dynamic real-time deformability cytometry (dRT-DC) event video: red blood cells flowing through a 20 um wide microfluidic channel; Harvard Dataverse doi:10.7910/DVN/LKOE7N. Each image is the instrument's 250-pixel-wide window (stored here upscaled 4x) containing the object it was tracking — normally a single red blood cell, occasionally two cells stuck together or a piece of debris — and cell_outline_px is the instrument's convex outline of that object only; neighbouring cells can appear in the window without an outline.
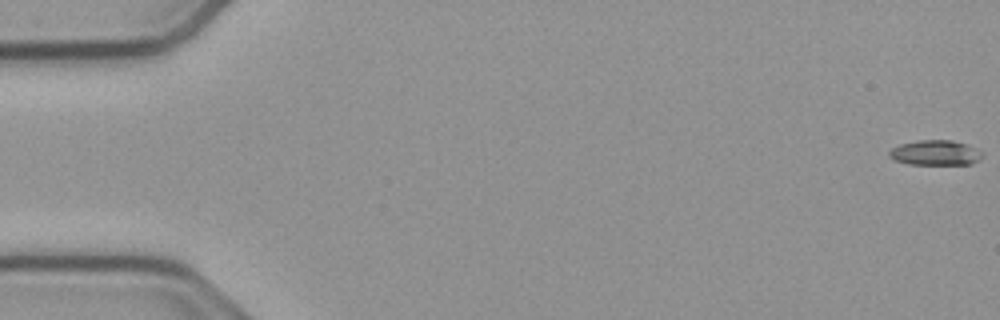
{"species": "common noctule bat (a hibernating species)", "species_latin": "Nyctalus noctula", "temperature_condition": "cold", "stored_images_in_passage": 13, "camera_frame_rate_fps": 3000, "um_per_image_px": 0.085, "animal": {"sex": "male", "body_mass_g": 23.1, "forearm_length_mm": 52.7}, "frame": {"image": 1, "passage_image": 1, "time_ms": 0.0, "image_size_px": [1000, 320], "cell_outline_px": [[980, 156], [972, 164], [908, 164], [896, 160], [888, 156], [888, 152], [892, 148], [900, 144], [916, 140], [952, 140], [968, 144], [980, 152]], "centroid_in_image_um": [79.44, 12.97], "position_along_channel_um": 5.6, "area_um2": 13.41}}